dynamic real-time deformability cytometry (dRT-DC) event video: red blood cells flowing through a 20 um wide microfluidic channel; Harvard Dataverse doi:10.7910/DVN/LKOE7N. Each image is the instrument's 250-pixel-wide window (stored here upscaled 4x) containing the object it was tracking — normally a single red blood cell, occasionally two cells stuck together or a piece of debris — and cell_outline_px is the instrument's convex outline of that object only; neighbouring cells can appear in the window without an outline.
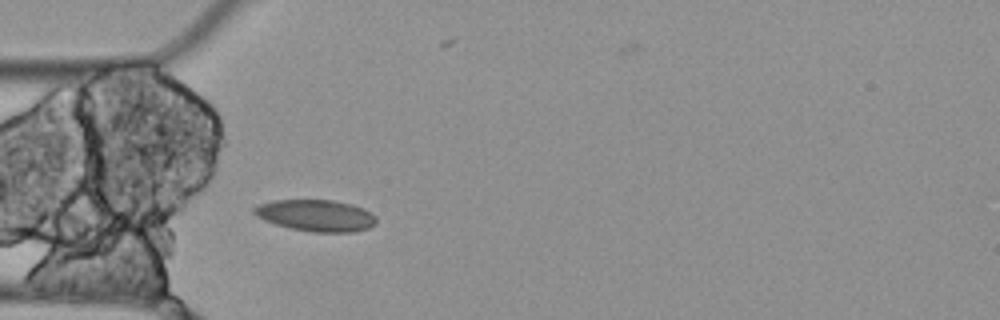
{"species": "Egyptian fruit bat (a non-hibernating species)", "species_latin": "Rousettus aegyptiacus", "temperature_condition": "cold", "stored_images_in_passage": 4, "camera_frame_rate_fps": 3000, "um_per_image_px": 0.085, "animal": {"sex": "female"}, "frame": {"image": 1, "passage_image": 4, "time_ms": 1.0, "image_size_px": [1000, 320], "cell_outline_px": [[376, 224], [368, 228], [352, 232], [312, 232], [288, 228], [264, 220], [256, 216], [252, 212], [252, 208], [260, 204], [272, 200], [332, 200], [352, 204], [364, 208], [376, 216]], "centroid_in_image_um": [26.85, 18.32], "position_along_channel_um": 58.1, "area_um2": 22.66}}